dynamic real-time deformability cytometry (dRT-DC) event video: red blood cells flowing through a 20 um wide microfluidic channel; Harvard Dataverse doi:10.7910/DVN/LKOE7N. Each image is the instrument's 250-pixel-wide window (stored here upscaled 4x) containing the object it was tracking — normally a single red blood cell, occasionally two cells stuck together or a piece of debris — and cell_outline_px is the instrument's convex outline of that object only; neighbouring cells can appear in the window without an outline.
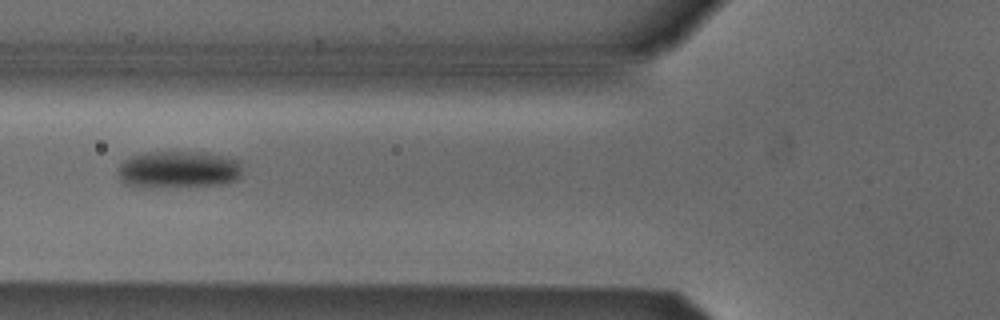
{"species": "Egyptian fruit bat (a non-hibernating species)", "species_latin": "Rousettus aegyptiacus", "temperature_condition": "cold", "stored_images_in_passage": 5, "camera_frame_rate_fps": 3000, "um_per_image_px": 0.085, "animal": {"sex": "male"}, "frame": {"image": 1, "passage_image": 5, "time_ms": 5.667, "image_size_px": [1000, 320], "cell_outline_px": [[240, 176], [236, 180], [224, 184], [144, 188], [124, 184], [116, 176], [120, 164], [124, 160], [132, 156], [144, 152], [208, 152], [240, 160]], "centroid_in_image_um": [15.13, 14.41], "position_along_channel_um": 110.7, "area_um2": 27.28}}